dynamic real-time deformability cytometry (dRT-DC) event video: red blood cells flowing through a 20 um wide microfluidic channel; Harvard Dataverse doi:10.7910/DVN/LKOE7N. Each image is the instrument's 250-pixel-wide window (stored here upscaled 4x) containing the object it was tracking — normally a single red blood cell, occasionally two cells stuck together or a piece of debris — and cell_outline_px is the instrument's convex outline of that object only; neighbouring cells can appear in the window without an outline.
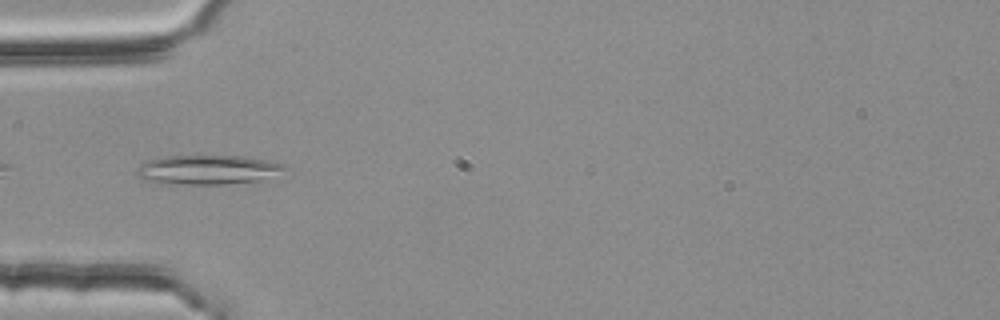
{"species": "common noctule bat (a hibernating species)", "species_latin": "Nyctalus noctula", "temperature_condition": "room temperature", "stored_images_in_passage": 3, "camera_frame_rate_fps": 3000, "um_per_image_px": 0.085, "animal": {"sex": "female", "body_mass_g": 25.1}, "frame": {"image": 1, "passage_image": 1, "time_ms": 0.0, "image_size_px": [1000, 320], "cell_outline_px": [[288, 168], [260, 180], [224, 184], [188, 184], [144, 180], [136, 172], [136, 168], [148, 160], [164, 156], [244, 156], [284, 164]], "centroid_in_image_um": [17.65, 14.41], "position_along_channel_um": 67.4, "area_um2": 24.74}}